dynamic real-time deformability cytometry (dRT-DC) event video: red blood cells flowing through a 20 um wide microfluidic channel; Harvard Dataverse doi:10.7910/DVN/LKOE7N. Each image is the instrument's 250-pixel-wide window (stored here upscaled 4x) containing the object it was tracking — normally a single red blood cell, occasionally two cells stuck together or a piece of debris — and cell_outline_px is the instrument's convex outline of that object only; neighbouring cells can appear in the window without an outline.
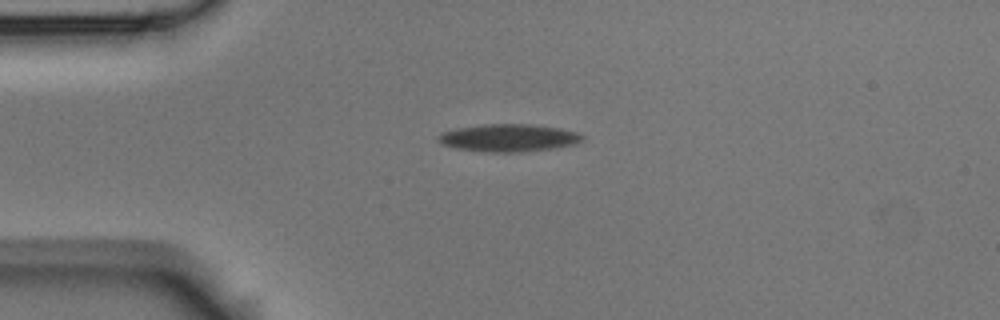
{"species": "Egyptian fruit bat (a non-hibernating species)", "species_latin": "Rousettus aegyptiacus", "temperature_condition": "room temperature", "stored_images_in_passage": 7, "camera_frame_rate_fps": 3000, "um_per_image_px": 0.085, "animal": {"sex": "male"}, "frame": {"image": 1, "passage_image": 4, "time_ms": 1.0, "image_size_px": [1000, 320], "cell_outline_px": [[584, 140], [576, 144], [556, 148], [520, 152], [484, 152], [456, 148], [440, 144], [436, 140], [436, 136], [440, 132], [456, 128], [488, 124], [532, 124], [560, 128], [576, 132], [584, 136]], "centroid_in_image_um": [43.21, 11.72], "position_along_channel_um": 41.8, "area_um2": 23.47}}
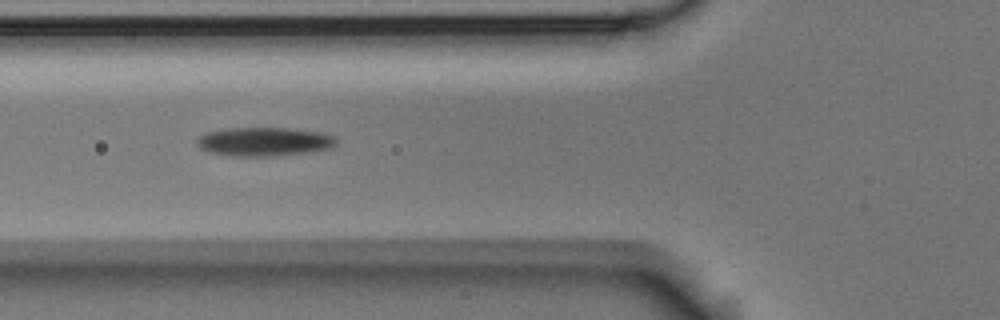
{"frame": {"image": 2, "passage_image": 6, "time_ms": 1.667, "image_size_px": [1000, 320], "cell_outline_px": [[336, 144], [332, 148], [304, 152], [264, 156], [232, 156], [212, 152], [200, 148], [196, 144], [196, 140], [204, 132], [228, 128], [292, 128], [320, 132], [336, 136]], "centroid_in_image_um": [22.44, 12.02], "position_along_channel_um": 103.4, "area_um2": 23.24}}
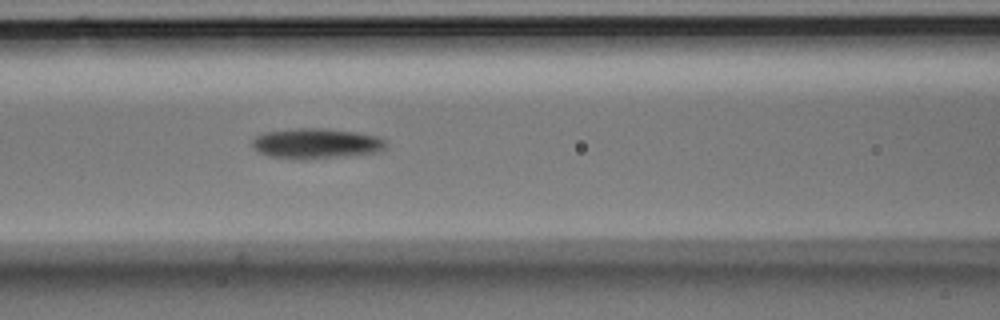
{"frame": {"image": 3, "passage_image": 7, "time_ms": 2.0, "image_size_px": [1000, 320], "cell_outline_px": [[384, 148], [380, 152], [348, 156], [304, 160], [268, 156], [260, 152], [252, 144], [252, 140], [256, 136], [264, 132], [300, 128], [324, 128], [356, 132], [376, 136], [384, 140]], "centroid_in_image_um": [26.87, 12.2], "position_along_channel_um": 139.7, "area_um2": 23.58}}